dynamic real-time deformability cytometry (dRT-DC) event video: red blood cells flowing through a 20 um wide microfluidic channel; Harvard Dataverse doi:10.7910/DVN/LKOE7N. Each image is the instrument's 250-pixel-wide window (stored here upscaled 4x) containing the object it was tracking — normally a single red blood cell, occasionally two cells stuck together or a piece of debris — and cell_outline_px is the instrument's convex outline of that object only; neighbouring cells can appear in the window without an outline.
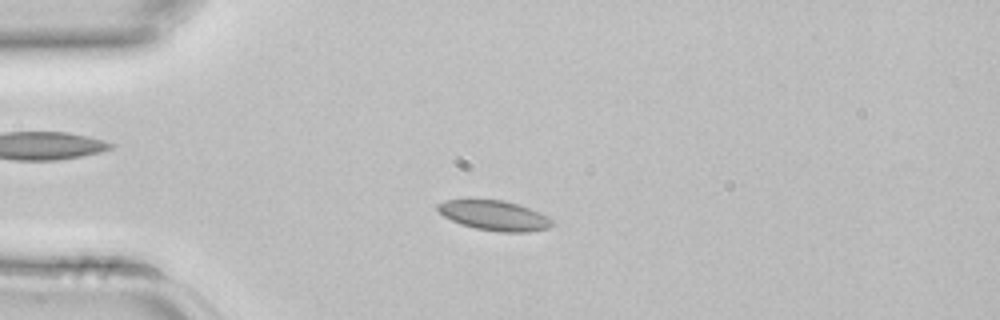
{"species": "common noctule bat (a hibernating species)", "species_latin": "Nyctalus noctula", "temperature_condition": "room temperature", "stored_images_in_passage": 2, "camera_frame_rate_fps": 3000, "um_per_image_px": 0.085, "animal": {"sex": "female", "body_mass_g": 22.7, "forearm_length_mm": 54.2}, "frame": {"image": 1, "passage_image": 2, "time_ms": 0.333, "image_size_px": [1000, 320], "cell_outline_px": [[552, 224], [548, 228], [528, 232], [496, 232], [476, 228], [460, 224], [444, 216], [436, 208], [436, 204], [444, 200], [504, 200], [540, 212], [548, 216], [552, 220]], "centroid_in_image_um": [42.01, 18.32], "position_along_channel_um": 43.0, "area_um2": 19.83}}